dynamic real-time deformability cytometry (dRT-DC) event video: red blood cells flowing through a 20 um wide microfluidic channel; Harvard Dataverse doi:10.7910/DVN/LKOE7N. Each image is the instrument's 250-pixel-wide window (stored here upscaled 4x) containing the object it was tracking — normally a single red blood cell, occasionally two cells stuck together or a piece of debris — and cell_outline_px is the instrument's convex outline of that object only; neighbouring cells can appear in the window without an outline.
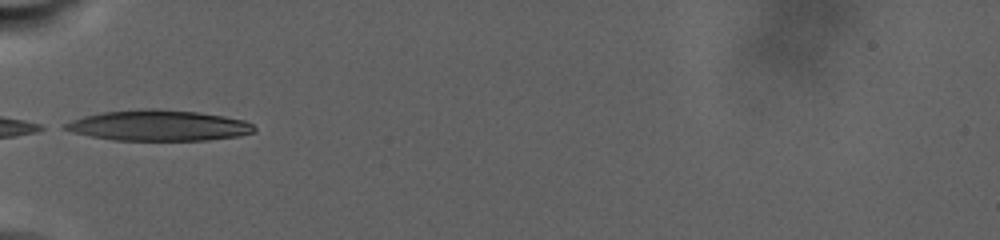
{"species": "human", "species_latin": "Homo sapiens", "temperature_condition": "warm", "stored_images_in_passage": 2, "camera_frame_rate_fps": 3000, "um_per_image_px": 0.085, "donor": {"sex": "male"}, "frame": {"image": 1, "passage_image": 1, "time_ms": 0.0, "image_size_px": [1000, 240], "cell_outline_px": [[256, 132], [240, 136], [208, 140], [112, 140], [72, 132], [64, 128], [64, 124], [72, 120], [84, 116], [104, 112], [140, 108], [156, 108], [196, 112], [224, 116], [244, 120], [252, 124], [256, 128]], "centroid_in_image_um": [13.52, 10.66], "position_along_channel_um": 71.5, "area_um2": 33.87}}